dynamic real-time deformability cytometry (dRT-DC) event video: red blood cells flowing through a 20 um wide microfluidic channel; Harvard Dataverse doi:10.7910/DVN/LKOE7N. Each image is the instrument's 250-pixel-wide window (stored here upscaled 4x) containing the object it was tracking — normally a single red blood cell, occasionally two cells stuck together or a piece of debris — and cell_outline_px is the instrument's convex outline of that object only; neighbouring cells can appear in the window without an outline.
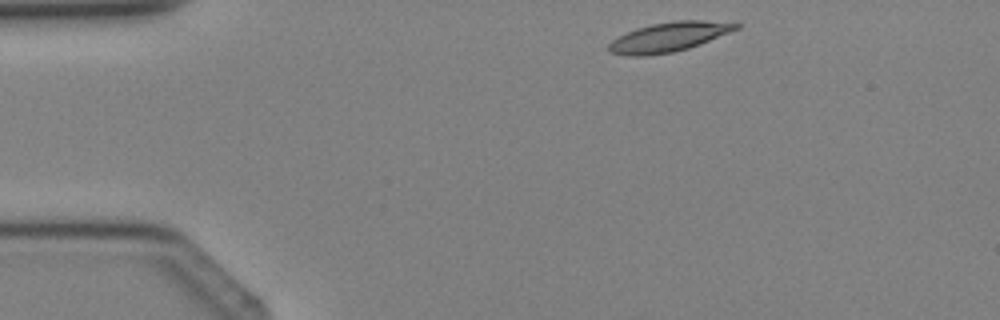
{"species": "Egyptian fruit bat (a non-hibernating species)", "species_latin": "Rousettus aegyptiacus", "temperature_condition": "cold", "stored_images_in_passage": 2, "camera_frame_rate_fps": 3000, "um_per_image_px": 0.085, "animal": {"sex": "female"}, "frame": {"image": 1, "passage_image": 1, "time_ms": 0.0, "image_size_px": [1000, 320], "cell_outline_px": [[740, 28], [688, 48], [672, 52], [644, 56], [624, 56], [612, 52], [608, 48], [608, 44], [612, 40], [636, 28], [652, 24], [676, 20], [704, 20], [740, 24]], "centroid_in_image_um": [56.83, 3.14], "position_along_channel_um": 28.2, "area_um2": 21.5}}